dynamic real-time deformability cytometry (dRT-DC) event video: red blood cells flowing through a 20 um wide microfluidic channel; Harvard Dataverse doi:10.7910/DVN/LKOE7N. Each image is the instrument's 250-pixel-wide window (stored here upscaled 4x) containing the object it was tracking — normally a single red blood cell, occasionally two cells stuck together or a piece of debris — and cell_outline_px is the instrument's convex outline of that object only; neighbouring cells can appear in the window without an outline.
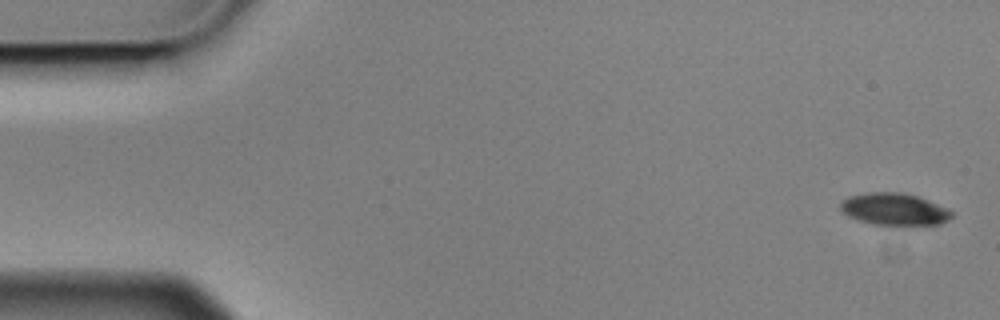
{"species": "Egyptian fruit bat (a non-hibernating species)", "species_latin": "Rousettus aegyptiacus", "temperature_condition": "cold", "stored_images_in_passage": 6, "camera_frame_rate_fps": 3000, "um_per_image_px": 0.085, "animal": {"sex": "male"}, "frame": {"image": 1, "passage_image": 1, "time_ms": 0.0, "image_size_px": [1000, 320], "cell_outline_px": [[952, 216], [948, 220], [940, 224], [872, 224], [848, 216], [840, 208], [840, 200], [848, 196], [868, 192], [900, 192], [916, 196], [948, 208], [952, 212]], "centroid_in_image_um": [75.98, 17.76], "position_along_channel_um": 9.0, "area_um2": 20.52}}
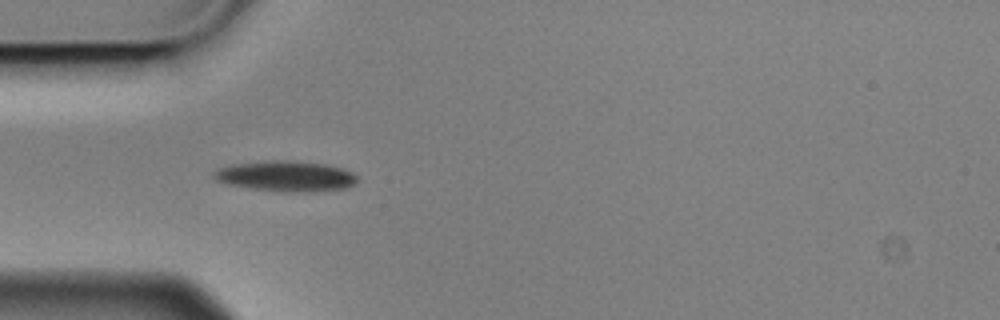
{"frame": {"image": 2, "passage_image": 5, "time_ms": 1.333, "image_size_px": [1000, 320], "cell_outline_px": [[356, 184], [344, 188], [288, 192], [252, 188], [232, 184], [216, 180], [212, 176], [212, 172], [216, 168], [232, 164], [264, 160], [296, 160], [328, 164], [344, 168], [352, 172], [356, 176]], "centroid_in_image_um": [24.28, 14.93], "position_along_channel_um": 60.7, "area_um2": 25.43}}
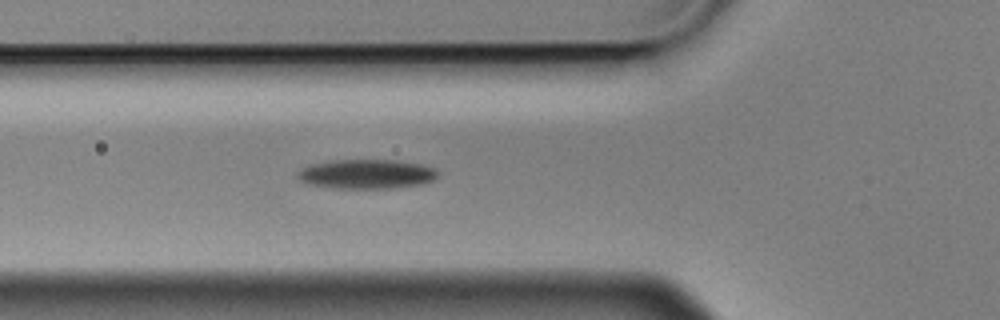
{"frame": {"image": 3, "passage_image": 6, "time_ms": 1.667, "image_size_px": [1000, 320], "cell_outline_px": [[440, 172], [436, 180], [424, 184], [400, 188], [332, 188], [308, 184], [300, 180], [296, 176], [296, 172], [300, 168], [312, 164], [328, 160], [392, 160], [420, 164], [436, 168]], "centroid_in_image_um": [31.18, 14.8], "position_along_channel_um": 94.6, "area_um2": 24.51}}